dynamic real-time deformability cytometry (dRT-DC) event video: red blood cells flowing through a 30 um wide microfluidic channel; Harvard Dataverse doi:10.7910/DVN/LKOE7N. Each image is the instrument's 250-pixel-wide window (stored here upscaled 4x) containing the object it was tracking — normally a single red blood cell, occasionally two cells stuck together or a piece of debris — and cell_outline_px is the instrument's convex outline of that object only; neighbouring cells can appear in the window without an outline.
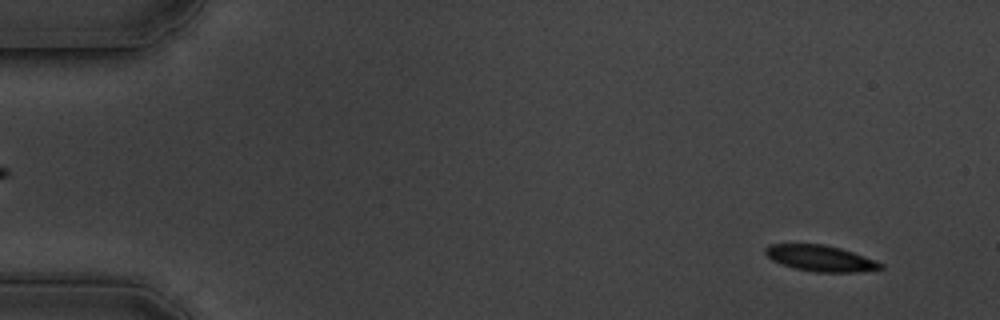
{"species": "common noctule bat (a hibernating species)", "species_latin": "Nyctalus noctula", "temperature_condition": "cold", "stored_images_in_passage": 59, "camera_frame_rate_fps": 3000, "um_per_image_px": 0.085, "animal": {"sex": "male", "body_mass_g": 19.5, "forearm_length_mm": 54.6}, "frame": {"image": 1, "passage_image": 4, "time_ms": 1.0, "image_size_px": [1000, 320], "cell_outline_px": [[884, 268], [856, 272], [816, 272], [796, 268], [772, 260], [764, 252], [764, 248], [768, 244], [824, 244], [840, 248], [864, 256], [884, 264]], "centroid_in_image_um": [69.73, 21.94], "position_along_channel_um": 15.3, "area_um2": 17.28}}
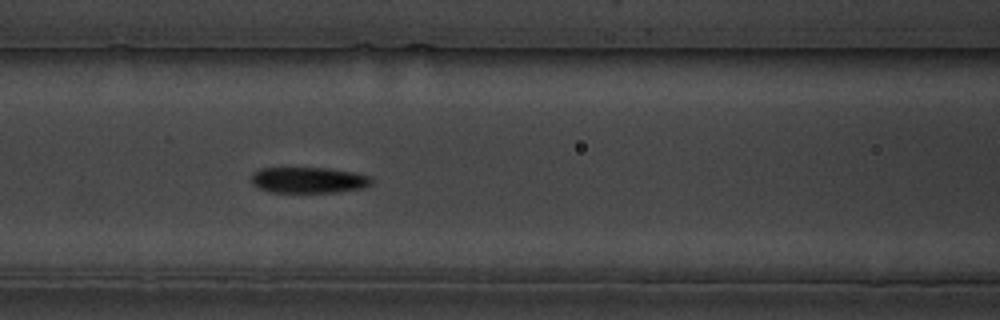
{"frame": {"image": 2, "passage_image": 25, "time_ms": 8.0, "image_size_px": [1000, 320], "cell_outline_px": [[372, 184], [364, 188], [336, 192], [272, 192], [260, 188], [252, 184], [252, 172], [260, 168], [328, 168], [356, 172], [372, 176]], "centroid_in_image_um": [26.27, 15.3], "position_along_channel_um": 140.3, "area_um2": 18.32}}
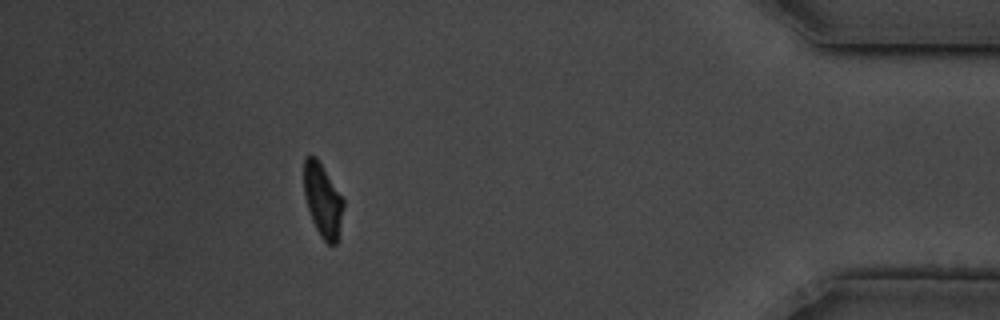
{"frame": {"image": 3, "passage_image": 53, "time_ms": 17.333, "image_size_px": [1000, 320], "cell_outline_px": [[344, 208], [336, 244], [328, 244], [320, 236], [312, 220], [304, 196], [304, 156], [316, 156], [344, 200]], "centroid_in_image_um": [27.42, 17.01], "position_along_channel_um": 407.8, "area_um2": 16.7}, "authors_computed_cell_mechanics": {"area_um2": 18.496, "velocity_mm_per_s": 3.3841, "shape_relaxation_time_tau1_ms": 3.8411, "shape_relaxation_time_tau2_ms": 2.8009, "deformation_change_tau1": 0.1453, "deformation_change_tau2": 0.0609}}